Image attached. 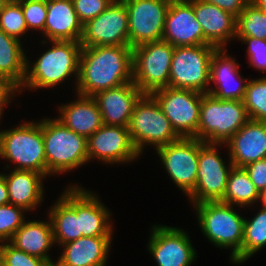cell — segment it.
<instances>
[{"label":"cell","instance_id":"6da1fadb","mask_svg":"<svg viewBox=\"0 0 266 266\" xmlns=\"http://www.w3.org/2000/svg\"><path fill=\"white\" fill-rule=\"evenodd\" d=\"M133 82V52L129 45L82 47L76 94L97 93Z\"/></svg>","mask_w":266,"mask_h":266},{"label":"cell","instance_id":"7a4b0ae2","mask_svg":"<svg viewBox=\"0 0 266 266\" xmlns=\"http://www.w3.org/2000/svg\"><path fill=\"white\" fill-rule=\"evenodd\" d=\"M52 48L38 57L34 64L27 60L26 76L20 87L39 89L51 88L69 79L72 74L79 76V65L82 45L80 42L52 40ZM30 65H33L32 67Z\"/></svg>","mask_w":266,"mask_h":266},{"label":"cell","instance_id":"3957f363","mask_svg":"<svg viewBox=\"0 0 266 266\" xmlns=\"http://www.w3.org/2000/svg\"><path fill=\"white\" fill-rule=\"evenodd\" d=\"M195 206V207H194ZM201 231L216 247L232 250L231 261L242 263V243L245 217L233 205L221 201L193 204Z\"/></svg>","mask_w":266,"mask_h":266},{"label":"cell","instance_id":"277c9868","mask_svg":"<svg viewBox=\"0 0 266 266\" xmlns=\"http://www.w3.org/2000/svg\"><path fill=\"white\" fill-rule=\"evenodd\" d=\"M196 138L205 143L224 144L250 118L243 101L220 100L204 93Z\"/></svg>","mask_w":266,"mask_h":266},{"label":"cell","instance_id":"5b68a950","mask_svg":"<svg viewBox=\"0 0 266 266\" xmlns=\"http://www.w3.org/2000/svg\"><path fill=\"white\" fill-rule=\"evenodd\" d=\"M43 139L48 176L70 172L88 163L87 138L57 118L43 119Z\"/></svg>","mask_w":266,"mask_h":266},{"label":"cell","instance_id":"8992f818","mask_svg":"<svg viewBox=\"0 0 266 266\" xmlns=\"http://www.w3.org/2000/svg\"><path fill=\"white\" fill-rule=\"evenodd\" d=\"M0 157L16 163L14 169L35 171L47 177L43 120L23 122L4 130L0 139Z\"/></svg>","mask_w":266,"mask_h":266},{"label":"cell","instance_id":"52a82bcc","mask_svg":"<svg viewBox=\"0 0 266 266\" xmlns=\"http://www.w3.org/2000/svg\"><path fill=\"white\" fill-rule=\"evenodd\" d=\"M128 130L140 155L147 145L154 146L156 150L181 138L151 94H143L136 102Z\"/></svg>","mask_w":266,"mask_h":266},{"label":"cell","instance_id":"ba28073f","mask_svg":"<svg viewBox=\"0 0 266 266\" xmlns=\"http://www.w3.org/2000/svg\"><path fill=\"white\" fill-rule=\"evenodd\" d=\"M133 82L143 94L168 87L174 46L159 40L132 48Z\"/></svg>","mask_w":266,"mask_h":266},{"label":"cell","instance_id":"9c48e42d","mask_svg":"<svg viewBox=\"0 0 266 266\" xmlns=\"http://www.w3.org/2000/svg\"><path fill=\"white\" fill-rule=\"evenodd\" d=\"M216 49L211 44L174 47L168 87L207 93L210 60Z\"/></svg>","mask_w":266,"mask_h":266},{"label":"cell","instance_id":"30bf717a","mask_svg":"<svg viewBox=\"0 0 266 266\" xmlns=\"http://www.w3.org/2000/svg\"><path fill=\"white\" fill-rule=\"evenodd\" d=\"M220 145L199 140L197 183L194 191L188 196L193 204L221 201L225 195L233 165L230 160L228 166L225 165L217 151Z\"/></svg>","mask_w":266,"mask_h":266},{"label":"cell","instance_id":"8fae6325","mask_svg":"<svg viewBox=\"0 0 266 266\" xmlns=\"http://www.w3.org/2000/svg\"><path fill=\"white\" fill-rule=\"evenodd\" d=\"M203 94L195 90L170 87L151 93L175 132L184 138H196Z\"/></svg>","mask_w":266,"mask_h":266},{"label":"cell","instance_id":"7c38bea8","mask_svg":"<svg viewBox=\"0 0 266 266\" xmlns=\"http://www.w3.org/2000/svg\"><path fill=\"white\" fill-rule=\"evenodd\" d=\"M156 150L170 179L189 196L197 183L199 139L181 137Z\"/></svg>","mask_w":266,"mask_h":266},{"label":"cell","instance_id":"4fadbf2b","mask_svg":"<svg viewBox=\"0 0 266 266\" xmlns=\"http://www.w3.org/2000/svg\"><path fill=\"white\" fill-rule=\"evenodd\" d=\"M82 47L129 45L128 11L122 0H113L105 11L83 25Z\"/></svg>","mask_w":266,"mask_h":266},{"label":"cell","instance_id":"5bb4252c","mask_svg":"<svg viewBox=\"0 0 266 266\" xmlns=\"http://www.w3.org/2000/svg\"><path fill=\"white\" fill-rule=\"evenodd\" d=\"M128 11L129 46L162 40L171 0H122Z\"/></svg>","mask_w":266,"mask_h":266},{"label":"cell","instance_id":"9a60e30c","mask_svg":"<svg viewBox=\"0 0 266 266\" xmlns=\"http://www.w3.org/2000/svg\"><path fill=\"white\" fill-rule=\"evenodd\" d=\"M151 228L148 250L158 266H191L197 253L184 229L165 225Z\"/></svg>","mask_w":266,"mask_h":266},{"label":"cell","instance_id":"2e32d148","mask_svg":"<svg viewBox=\"0 0 266 266\" xmlns=\"http://www.w3.org/2000/svg\"><path fill=\"white\" fill-rule=\"evenodd\" d=\"M88 162L98 159L106 164H123L139 157L128 127L103 124L87 139ZM93 158V159H92Z\"/></svg>","mask_w":266,"mask_h":266},{"label":"cell","instance_id":"e0dca14e","mask_svg":"<svg viewBox=\"0 0 266 266\" xmlns=\"http://www.w3.org/2000/svg\"><path fill=\"white\" fill-rule=\"evenodd\" d=\"M162 40L174 47L210 44L196 20L193 0H171Z\"/></svg>","mask_w":266,"mask_h":266},{"label":"cell","instance_id":"ac0fdd59","mask_svg":"<svg viewBox=\"0 0 266 266\" xmlns=\"http://www.w3.org/2000/svg\"><path fill=\"white\" fill-rule=\"evenodd\" d=\"M226 52L225 48H217L211 57L209 82L217 86L208 88L207 93L220 100L243 101L249 80L242 77L240 65ZM234 80L238 81L233 86Z\"/></svg>","mask_w":266,"mask_h":266},{"label":"cell","instance_id":"d6986e66","mask_svg":"<svg viewBox=\"0 0 266 266\" xmlns=\"http://www.w3.org/2000/svg\"><path fill=\"white\" fill-rule=\"evenodd\" d=\"M143 95L134 82L107 89L94 95L103 124L128 127L136 102Z\"/></svg>","mask_w":266,"mask_h":266},{"label":"cell","instance_id":"ffe728a7","mask_svg":"<svg viewBox=\"0 0 266 266\" xmlns=\"http://www.w3.org/2000/svg\"><path fill=\"white\" fill-rule=\"evenodd\" d=\"M235 167L266 158V122L249 120L226 143Z\"/></svg>","mask_w":266,"mask_h":266},{"label":"cell","instance_id":"44dd1931","mask_svg":"<svg viewBox=\"0 0 266 266\" xmlns=\"http://www.w3.org/2000/svg\"><path fill=\"white\" fill-rule=\"evenodd\" d=\"M48 214L55 244L63 245L82 237L79 233V186L67 187Z\"/></svg>","mask_w":266,"mask_h":266},{"label":"cell","instance_id":"7402d4cb","mask_svg":"<svg viewBox=\"0 0 266 266\" xmlns=\"http://www.w3.org/2000/svg\"><path fill=\"white\" fill-rule=\"evenodd\" d=\"M196 20L201 25L204 38L217 48L236 37V17L205 0H193Z\"/></svg>","mask_w":266,"mask_h":266},{"label":"cell","instance_id":"603a6c76","mask_svg":"<svg viewBox=\"0 0 266 266\" xmlns=\"http://www.w3.org/2000/svg\"><path fill=\"white\" fill-rule=\"evenodd\" d=\"M112 236H82L61 245L63 252L55 266H106Z\"/></svg>","mask_w":266,"mask_h":266},{"label":"cell","instance_id":"cb8c5ba5","mask_svg":"<svg viewBox=\"0 0 266 266\" xmlns=\"http://www.w3.org/2000/svg\"><path fill=\"white\" fill-rule=\"evenodd\" d=\"M83 24L72 0H47V15L42 32L49 41L63 40L80 42Z\"/></svg>","mask_w":266,"mask_h":266},{"label":"cell","instance_id":"d4e9b609","mask_svg":"<svg viewBox=\"0 0 266 266\" xmlns=\"http://www.w3.org/2000/svg\"><path fill=\"white\" fill-rule=\"evenodd\" d=\"M77 96L78 100L67 105L61 104V116L57 119L70 130L88 139L103 125L102 115L94 97L81 94Z\"/></svg>","mask_w":266,"mask_h":266},{"label":"cell","instance_id":"484cf974","mask_svg":"<svg viewBox=\"0 0 266 266\" xmlns=\"http://www.w3.org/2000/svg\"><path fill=\"white\" fill-rule=\"evenodd\" d=\"M5 177L9 195V203L31 211L37 208L43 200V178L46 176L30 171L12 169Z\"/></svg>","mask_w":266,"mask_h":266},{"label":"cell","instance_id":"4316f807","mask_svg":"<svg viewBox=\"0 0 266 266\" xmlns=\"http://www.w3.org/2000/svg\"><path fill=\"white\" fill-rule=\"evenodd\" d=\"M48 219L47 222L25 220L8 242L15 248L44 259L53 266L55 263L47 254L55 244L52 223L49 217Z\"/></svg>","mask_w":266,"mask_h":266},{"label":"cell","instance_id":"83f0119b","mask_svg":"<svg viewBox=\"0 0 266 266\" xmlns=\"http://www.w3.org/2000/svg\"><path fill=\"white\" fill-rule=\"evenodd\" d=\"M95 195L79 187V233L85 237L112 236L110 211Z\"/></svg>","mask_w":266,"mask_h":266},{"label":"cell","instance_id":"f1b7e54d","mask_svg":"<svg viewBox=\"0 0 266 266\" xmlns=\"http://www.w3.org/2000/svg\"><path fill=\"white\" fill-rule=\"evenodd\" d=\"M20 40L0 29V76L8 77L19 87L26 76L27 57Z\"/></svg>","mask_w":266,"mask_h":266},{"label":"cell","instance_id":"f546056e","mask_svg":"<svg viewBox=\"0 0 266 266\" xmlns=\"http://www.w3.org/2000/svg\"><path fill=\"white\" fill-rule=\"evenodd\" d=\"M260 192L252 183L244 167L231 169L225 195L221 202L233 206L248 207L259 202Z\"/></svg>","mask_w":266,"mask_h":266},{"label":"cell","instance_id":"4dcf8cb0","mask_svg":"<svg viewBox=\"0 0 266 266\" xmlns=\"http://www.w3.org/2000/svg\"><path fill=\"white\" fill-rule=\"evenodd\" d=\"M266 246V209H260L251 219L244 221L242 263Z\"/></svg>","mask_w":266,"mask_h":266},{"label":"cell","instance_id":"1f68e13d","mask_svg":"<svg viewBox=\"0 0 266 266\" xmlns=\"http://www.w3.org/2000/svg\"><path fill=\"white\" fill-rule=\"evenodd\" d=\"M236 37L266 40V12L249 2L236 17Z\"/></svg>","mask_w":266,"mask_h":266},{"label":"cell","instance_id":"d6a6232c","mask_svg":"<svg viewBox=\"0 0 266 266\" xmlns=\"http://www.w3.org/2000/svg\"><path fill=\"white\" fill-rule=\"evenodd\" d=\"M243 103L251 120L266 122V77L249 80Z\"/></svg>","mask_w":266,"mask_h":266},{"label":"cell","instance_id":"836d02e7","mask_svg":"<svg viewBox=\"0 0 266 266\" xmlns=\"http://www.w3.org/2000/svg\"><path fill=\"white\" fill-rule=\"evenodd\" d=\"M0 29L20 40L27 31L21 4L17 0H6L0 10Z\"/></svg>","mask_w":266,"mask_h":266},{"label":"cell","instance_id":"e575fe53","mask_svg":"<svg viewBox=\"0 0 266 266\" xmlns=\"http://www.w3.org/2000/svg\"><path fill=\"white\" fill-rule=\"evenodd\" d=\"M25 211L10 203L0 206V243L9 241L23 225Z\"/></svg>","mask_w":266,"mask_h":266},{"label":"cell","instance_id":"d590c367","mask_svg":"<svg viewBox=\"0 0 266 266\" xmlns=\"http://www.w3.org/2000/svg\"><path fill=\"white\" fill-rule=\"evenodd\" d=\"M0 260L4 266H50L44 259L29 255L9 242L0 243Z\"/></svg>","mask_w":266,"mask_h":266},{"label":"cell","instance_id":"8d00e7d4","mask_svg":"<svg viewBox=\"0 0 266 266\" xmlns=\"http://www.w3.org/2000/svg\"><path fill=\"white\" fill-rule=\"evenodd\" d=\"M24 19L29 30L44 31L46 15H47V0H21Z\"/></svg>","mask_w":266,"mask_h":266},{"label":"cell","instance_id":"74e56055","mask_svg":"<svg viewBox=\"0 0 266 266\" xmlns=\"http://www.w3.org/2000/svg\"><path fill=\"white\" fill-rule=\"evenodd\" d=\"M248 45L249 66L257 68L262 73L266 72V40L253 37H235Z\"/></svg>","mask_w":266,"mask_h":266},{"label":"cell","instance_id":"f35d334b","mask_svg":"<svg viewBox=\"0 0 266 266\" xmlns=\"http://www.w3.org/2000/svg\"><path fill=\"white\" fill-rule=\"evenodd\" d=\"M113 0H72L80 22L84 25L107 9Z\"/></svg>","mask_w":266,"mask_h":266},{"label":"cell","instance_id":"ab89813d","mask_svg":"<svg viewBox=\"0 0 266 266\" xmlns=\"http://www.w3.org/2000/svg\"><path fill=\"white\" fill-rule=\"evenodd\" d=\"M244 168L259 192L266 189V158L252 162Z\"/></svg>","mask_w":266,"mask_h":266},{"label":"cell","instance_id":"60d3db41","mask_svg":"<svg viewBox=\"0 0 266 266\" xmlns=\"http://www.w3.org/2000/svg\"><path fill=\"white\" fill-rule=\"evenodd\" d=\"M20 91V87L10 78L0 76V109L10 103L12 96Z\"/></svg>","mask_w":266,"mask_h":266},{"label":"cell","instance_id":"b9f144b4","mask_svg":"<svg viewBox=\"0 0 266 266\" xmlns=\"http://www.w3.org/2000/svg\"><path fill=\"white\" fill-rule=\"evenodd\" d=\"M237 17L250 0H205Z\"/></svg>","mask_w":266,"mask_h":266},{"label":"cell","instance_id":"7bdbcfd3","mask_svg":"<svg viewBox=\"0 0 266 266\" xmlns=\"http://www.w3.org/2000/svg\"><path fill=\"white\" fill-rule=\"evenodd\" d=\"M9 203L8 189L5 177L0 173V206Z\"/></svg>","mask_w":266,"mask_h":266},{"label":"cell","instance_id":"ee69618b","mask_svg":"<svg viewBox=\"0 0 266 266\" xmlns=\"http://www.w3.org/2000/svg\"><path fill=\"white\" fill-rule=\"evenodd\" d=\"M250 3L266 12V0H250Z\"/></svg>","mask_w":266,"mask_h":266},{"label":"cell","instance_id":"f6af8a7d","mask_svg":"<svg viewBox=\"0 0 266 266\" xmlns=\"http://www.w3.org/2000/svg\"><path fill=\"white\" fill-rule=\"evenodd\" d=\"M259 201H261L260 203H262V208L266 209V189L260 192Z\"/></svg>","mask_w":266,"mask_h":266},{"label":"cell","instance_id":"bcb514c9","mask_svg":"<svg viewBox=\"0 0 266 266\" xmlns=\"http://www.w3.org/2000/svg\"><path fill=\"white\" fill-rule=\"evenodd\" d=\"M2 111H4V109H0V118H1V115L3 114ZM3 132H4V130L3 131L2 130L0 131V139L2 137Z\"/></svg>","mask_w":266,"mask_h":266},{"label":"cell","instance_id":"7dc6e473","mask_svg":"<svg viewBox=\"0 0 266 266\" xmlns=\"http://www.w3.org/2000/svg\"><path fill=\"white\" fill-rule=\"evenodd\" d=\"M6 0H0V10H1V7L3 5V3L5 2Z\"/></svg>","mask_w":266,"mask_h":266}]
</instances>
